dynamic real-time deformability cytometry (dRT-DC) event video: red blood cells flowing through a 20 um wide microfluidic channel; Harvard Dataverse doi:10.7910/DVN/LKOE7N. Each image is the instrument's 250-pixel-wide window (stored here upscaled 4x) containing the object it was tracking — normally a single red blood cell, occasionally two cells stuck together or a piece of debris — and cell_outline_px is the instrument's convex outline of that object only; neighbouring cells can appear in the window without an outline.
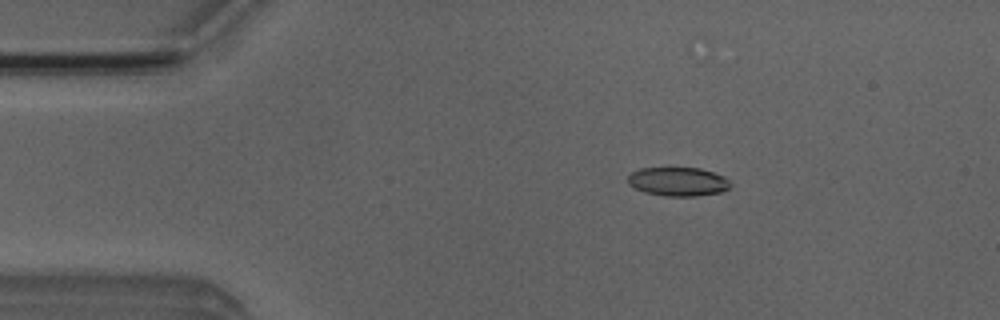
{"species": "Egyptian fruit bat (a non-hibernating species)", "species_latin": "Rousettus aegyptiacus", "temperature_condition": "room temperature", "stored_images_in_passage": 6, "camera_frame_rate_fps": 3000, "um_per_image_px": 0.085, "animal": {"sex": "male"}, "frame": {"image": 1, "passage_image": 1, "time_ms": 0.0, "image_size_px": [1000, 320], "cell_outline_px": [[732, 184], [728, 188], [720, 192], [696, 196], [664, 196], [644, 192], [628, 184], [628, 176], [632, 172], [640, 168], [700, 168], [724, 176]], "centroid_in_image_um": [57.63, 15.44], "position_along_channel_um": 27.4, "area_um2": 17.17}}
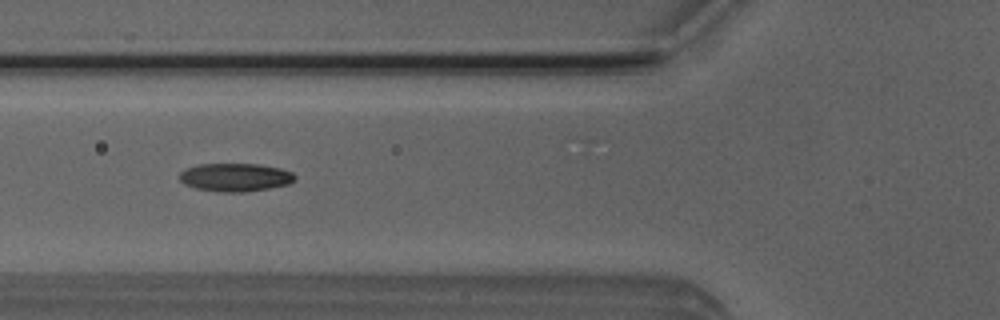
{"frame": {"image": 2, "passage_image": 4, "time_ms": 3.333, "image_size_px": [1000, 320], "cell_outline_px": [[296, 180], [288, 184], [268, 188], [244, 192], [220, 192], [196, 188], [184, 184], [180, 180], [180, 172], [196, 164], [260, 164], [280, 168], [292, 172], [296, 176]], "centroid_in_image_um": [20.01, 15.07], "position_along_channel_um": 105.8, "area_um2": 18.96}}
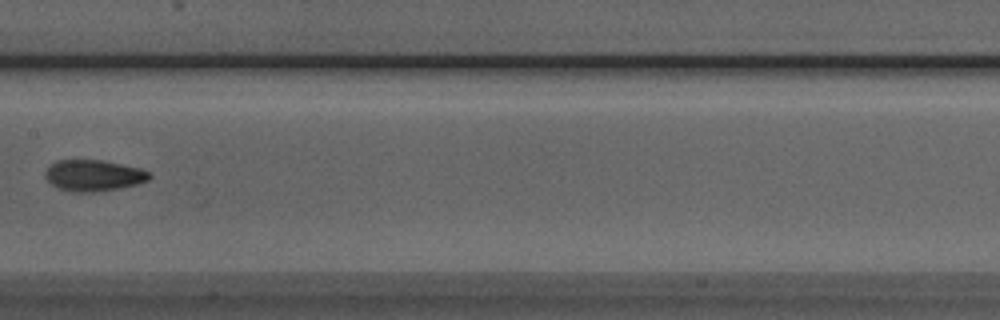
{"frame": {"image": 3, "passage_image": 6, "time_ms": 5.667, "image_size_px": [1000, 320], "cell_outline_px": [[152, 176], [148, 180], [136, 184], [120, 188], [84, 192], [72, 192], [60, 188], [52, 184], [44, 176], [44, 172], [52, 164], [60, 160], [104, 160], [140, 168], [148, 172]], "centroid_in_image_um": [7.96, 14.9], "position_along_channel_um": 199.4, "area_um2": 18.67}}